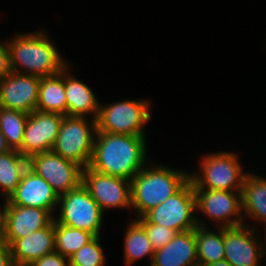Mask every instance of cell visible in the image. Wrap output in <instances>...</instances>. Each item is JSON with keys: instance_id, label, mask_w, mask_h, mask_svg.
Listing matches in <instances>:
<instances>
[{"instance_id": "obj_1", "label": "cell", "mask_w": 266, "mask_h": 266, "mask_svg": "<svg viewBox=\"0 0 266 266\" xmlns=\"http://www.w3.org/2000/svg\"><path fill=\"white\" fill-rule=\"evenodd\" d=\"M89 167L100 173L131 180L145 165L143 136L96 131Z\"/></svg>"}, {"instance_id": "obj_2", "label": "cell", "mask_w": 266, "mask_h": 266, "mask_svg": "<svg viewBox=\"0 0 266 266\" xmlns=\"http://www.w3.org/2000/svg\"><path fill=\"white\" fill-rule=\"evenodd\" d=\"M8 53L12 71L21 74L53 76L68 65L43 31L21 33L10 38Z\"/></svg>"}, {"instance_id": "obj_3", "label": "cell", "mask_w": 266, "mask_h": 266, "mask_svg": "<svg viewBox=\"0 0 266 266\" xmlns=\"http://www.w3.org/2000/svg\"><path fill=\"white\" fill-rule=\"evenodd\" d=\"M189 174L163 165L144 166L130 180L131 208L142 217L176 193L189 180Z\"/></svg>"}, {"instance_id": "obj_4", "label": "cell", "mask_w": 266, "mask_h": 266, "mask_svg": "<svg viewBox=\"0 0 266 266\" xmlns=\"http://www.w3.org/2000/svg\"><path fill=\"white\" fill-rule=\"evenodd\" d=\"M237 157L233 152L226 151L206 154L200 162L199 172L201 174H189L193 188L241 191L247 173H243L242 165Z\"/></svg>"}, {"instance_id": "obj_5", "label": "cell", "mask_w": 266, "mask_h": 266, "mask_svg": "<svg viewBox=\"0 0 266 266\" xmlns=\"http://www.w3.org/2000/svg\"><path fill=\"white\" fill-rule=\"evenodd\" d=\"M85 117L64 116L59 133L51 149L64 159L75 162L83 169L88 167L93 154L97 131L96 119L90 123Z\"/></svg>"}, {"instance_id": "obj_6", "label": "cell", "mask_w": 266, "mask_h": 266, "mask_svg": "<svg viewBox=\"0 0 266 266\" xmlns=\"http://www.w3.org/2000/svg\"><path fill=\"white\" fill-rule=\"evenodd\" d=\"M194 211H196V200L193 183L189 179L167 200L135 220L138 223L167 226L180 233L195 229L198 226L197 220L199 218L193 215Z\"/></svg>"}, {"instance_id": "obj_7", "label": "cell", "mask_w": 266, "mask_h": 266, "mask_svg": "<svg viewBox=\"0 0 266 266\" xmlns=\"http://www.w3.org/2000/svg\"><path fill=\"white\" fill-rule=\"evenodd\" d=\"M150 104L142 100H125L100 105L96 118L97 131L145 137L144 126L151 120Z\"/></svg>"}, {"instance_id": "obj_8", "label": "cell", "mask_w": 266, "mask_h": 266, "mask_svg": "<svg viewBox=\"0 0 266 266\" xmlns=\"http://www.w3.org/2000/svg\"><path fill=\"white\" fill-rule=\"evenodd\" d=\"M60 204V205H59ZM59 216L57 223L90 232L100 236L103 212L81 183L77 188L59 196Z\"/></svg>"}, {"instance_id": "obj_9", "label": "cell", "mask_w": 266, "mask_h": 266, "mask_svg": "<svg viewBox=\"0 0 266 266\" xmlns=\"http://www.w3.org/2000/svg\"><path fill=\"white\" fill-rule=\"evenodd\" d=\"M28 167L46 180L58 196L68 193L82 183L83 168L53 151L30 156Z\"/></svg>"}, {"instance_id": "obj_10", "label": "cell", "mask_w": 266, "mask_h": 266, "mask_svg": "<svg viewBox=\"0 0 266 266\" xmlns=\"http://www.w3.org/2000/svg\"><path fill=\"white\" fill-rule=\"evenodd\" d=\"M196 211L228 228L246 224L242 215L241 191L194 189ZM235 216V217H234ZM237 216V217H236Z\"/></svg>"}, {"instance_id": "obj_11", "label": "cell", "mask_w": 266, "mask_h": 266, "mask_svg": "<svg viewBox=\"0 0 266 266\" xmlns=\"http://www.w3.org/2000/svg\"><path fill=\"white\" fill-rule=\"evenodd\" d=\"M82 184L100 206L106 208L131 207V183L129 180L100 173L89 166L82 170Z\"/></svg>"}, {"instance_id": "obj_12", "label": "cell", "mask_w": 266, "mask_h": 266, "mask_svg": "<svg viewBox=\"0 0 266 266\" xmlns=\"http://www.w3.org/2000/svg\"><path fill=\"white\" fill-rule=\"evenodd\" d=\"M63 117L61 114L39 110L29 113L22 146L18 152L22 156L29 158L37 153L51 151Z\"/></svg>"}, {"instance_id": "obj_13", "label": "cell", "mask_w": 266, "mask_h": 266, "mask_svg": "<svg viewBox=\"0 0 266 266\" xmlns=\"http://www.w3.org/2000/svg\"><path fill=\"white\" fill-rule=\"evenodd\" d=\"M40 78L36 75L10 72L0 78V107L27 114L36 110Z\"/></svg>"}, {"instance_id": "obj_14", "label": "cell", "mask_w": 266, "mask_h": 266, "mask_svg": "<svg viewBox=\"0 0 266 266\" xmlns=\"http://www.w3.org/2000/svg\"><path fill=\"white\" fill-rule=\"evenodd\" d=\"M257 235L247 224L224 228V259L233 266H260L264 244Z\"/></svg>"}, {"instance_id": "obj_15", "label": "cell", "mask_w": 266, "mask_h": 266, "mask_svg": "<svg viewBox=\"0 0 266 266\" xmlns=\"http://www.w3.org/2000/svg\"><path fill=\"white\" fill-rule=\"evenodd\" d=\"M59 196L51 185L29 167L25 170L16 190L7 201L14 206L36 207L51 214L58 207Z\"/></svg>"}, {"instance_id": "obj_16", "label": "cell", "mask_w": 266, "mask_h": 266, "mask_svg": "<svg viewBox=\"0 0 266 266\" xmlns=\"http://www.w3.org/2000/svg\"><path fill=\"white\" fill-rule=\"evenodd\" d=\"M54 217L43 208L14 206L5 200V240L11 245L15 240L47 227Z\"/></svg>"}, {"instance_id": "obj_17", "label": "cell", "mask_w": 266, "mask_h": 266, "mask_svg": "<svg viewBox=\"0 0 266 266\" xmlns=\"http://www.w3.org/2000/svg\"><path fill=\"white\" fill-rule=\"evenodd\" d=\"M10 252L14 266H29L55 252L54 220L47 227L15 240L10 245Z\"/></svg>"}, {"instance_id": "obj_18", "label": "cell", "mask_w": 266, "mask_h": 266, "mask_svg": "<svg viewBox=\"0 0 266 266\" xmlns=\"http://www.w3.org/2000/svg\"><path fill=\"white\" fill-rule=\"evenodd\" d=\"M149 266H199L195 229L178 233L164 247L156 250Z\"/></svg>"}, {"instance_id": "obj_19", "label": "cell", "mask_w": 266, "mask_h": 266, "mask_svg": "<svg viewBox=\"0 0 266 266\" xmlns=\"http://www.w3.org/2000/svg\"><path fill=\"white\" fill-rule=\"evenodd\" d=\"M69 65L65 67V96L67 102V116L85 117L92 115L97 118L100 102L94 92L82 81L68 75Z\"/></svg>"}, {"instance_id": "obj_20", "label": "cell", "mask_w": 266, "mask_h": 266, "mask_svg": "<svg viewBox=\"0 0 266 266\" xmlns=\"http://www.w3.org/2000/svg\"><path fill=\"white\" fill-rule=\"evenodd\" d=\"M36 110L67 116L65 68L56 75L40 78Z\"/></svg>"}, {"instance_id": "obj_21", "label": "cell", "mask_w": 266, "mask_h": 266, "mask_svg": "<svg viewBox=\"0 0 266 266\" xmlns=\"http://www.w3.org/2000/svg\"><path fill=\"white\" fill-rule=\"evenodd\" d=\"M241 202L245 216L249 215L248 218L252 217L266 227V179L247 173L242 185Z\"/></svg>"}, {"instance_id": "obj_22", "label": "cell", "mask_w": 266, "mask_h": 266, "mask_svg": "<svg viewBox=\"0 0 266 266\" xmlns=\"http://www.w3.org/2000/svg\"><path fill=\"white\" fill-rule=\"evenodd\" d=\"M195 228V241L199 266H207L225 258L224 254V228L217 227L216 233L207 230L205 224L199 219Z\"/></svg>"}, {"instance_id": "obj_23", "label": "cell", "mask_w": 266, "mask_h": 266, "mask_svg": "<svg viewBox=\"0 0 266 266\" xmlns=\"http://www.w3.org/2000/svg\"><path fill=\"white\" fill-rule=\"evenodd\" d=\"M28 168V158L22 156L17 150H10L0 154V188L7 200L16 190L20 180Z\"/></svg>"}, {"instance_id": "obj_24", "label": "cell", "mask_w": 266, "mask_h": 266, "mask_svg": "<svg viewBox=\"0 0 266 266\" xmlns=\"http://www.w3.org/2000/svg\"><path fill=\"white\" fill-rule=\"evenodd\" d=\"M132 221L129 227H127L124 237L125 264L129 266L134 261L146 255H150V262L152 263L155 251L152 248L145 229L135 219Z\"/></svg>"}, {"instance_id": "obj_25", "label": "cell", "mask_w": 266, "mask_h": 266, "mask_svg": "<svg viewBox=\"0 0 266 266\" xmlns=\"http://www.w3.org/2000/svg\"><path fill=\"white\" fill-rule=\"evenodd\" d=\"M55 251L66 258L79 251L95 236L88 231L68 227L54 220Z\"/></svg>"}, {"instance_id": "obj_26", "label": "cell", "mask_w": 266, "mask_h": 266, "mask_svg": "<svg viewBox=\"0 0 266 266\" xmlns=\"http://www.w3.org/2000/svg\"><path fill=\"white\" fill-rule=\"evenodd\" d=\"M27 113L0 107V129L10 149L19 150L28 118Z\"/></svg>"}, {"instance_id": "obj_27", "label": "cell", "mask_w": 266, "mask_h": 266, "mask_svg": "<svg viewBox=\"0 0 266 266\" xmlns=\"http://www.w3.org/2000/svg\"><path fill=\"white\" fill-rule=\"evenodd\" d=\"M100 236H95L79 251L69 257L70 266H103L106 262Z\"/></svg>"}, {"instance_id": "obj_28", "label": "cell", "mask_w": 266, "mask_h": 266, "mask_svg": "<svg viewBox=\"0 0 266 266\" xmlns=\"http://www.w3.org/2000/svg\"><path fill=\"white\" fill-rule=\"evenodd\" d=\"M144 229L151 242L154 251L164 247L178 232L167 226L154 223H139Z\"/></svg>"}, {"instance_id": "obj_29", "label": "cell", "mask_w": 266, "mask_h": 266, "mask_svg": "<svg viewBox=\"0 0 266 266\" xmlns=\"http://www.w3.org/2000/svg\"><path fill=\"white\" fill-rule=\"evenodd\" d=\"M29 266H70V265H69V258H66L55 251L46 256H43L42 258H39Z\"/></svg>"}, {"instance_id": "obj_30", "label": "cell", "mask_w": 266, "mask_h": 266, "mask_svg": "<svg viewBox=\"0 0 266 266\" xmlns=\"http://www.w3.org/2000/svg\"><path fill=\"white\" fill-rule=\"evenodd\" d=\"M12 72L10 56L8 53V40L0 42V78Z\"/></svg>"}, {"instance_id": "obj_31", "label": "cell", "mask_w": 266, "mask_h": 266, "mask_svg": "<svg viewBox=\"0 0 266 266\" xmlns=\"http://www.w3.org/2000/svg\"><path fill=\"white\" fill-rule=\"evenodd\" d=\"M0 266H14L10 245L6 240H0Z\"/></svg>"}, {"instance_id": "obj_32", "label": "cell", "mask_w": 266, "mask_h": 266, "mask_svg": "<svg viewBox=\"0 0 266 266\" xmlns=\"http://www.w3.org/2000/svg\"><path fill=\"white\" fill-rule=\"evenodd\" d=\"M0 209V240H5V203Z\"/></svg>"}, {"instance_id": "obj_33", "label": "cell", "mask_w": 266, "mask_h": 266, "mask_svg": "<svg viewBox=\"0 0 266 266\" xmlns=\"http://www.w3.org/2000/svg\"><path fill=\"white\" fill-rule=\"evenodd\" d=\"M10 147L8 146L6 139L0 129V154L10 151Z\"/></svg>"}, {"instance_id": "obj_34", "label": "cell", "mask_w": 266, "mask_h": 266, "mask_svg": "<svg viewBox=\"0 0 266 266\" xmlns=\"http://www.w3.org/2000/svg\"><path fill=\"white\" fill-rule=\"evenodd\" d=\"M207 266H233L231 263H229L228 261H226L225 259L220 260L216 263H212L210 265Z\"/></svg>"}, {"instance_id": "obj_35", "label": "cell", "mask_w": 266, "mask_h": 266, "mask_svg": "<svg viewBox=\"0 0 266 266\" xmlns=\"http://www.w3.org/2000/svg\"><path fill=\"white\" fill-rule=\"evenodd\" d=\"M264 237H266V233H265V236H264ZM264 241H266V238H265ZM265 244H266V242H265ZM265 255H266V248H265V250H264V257H265Z\"/></svg>"}]
</instances>
